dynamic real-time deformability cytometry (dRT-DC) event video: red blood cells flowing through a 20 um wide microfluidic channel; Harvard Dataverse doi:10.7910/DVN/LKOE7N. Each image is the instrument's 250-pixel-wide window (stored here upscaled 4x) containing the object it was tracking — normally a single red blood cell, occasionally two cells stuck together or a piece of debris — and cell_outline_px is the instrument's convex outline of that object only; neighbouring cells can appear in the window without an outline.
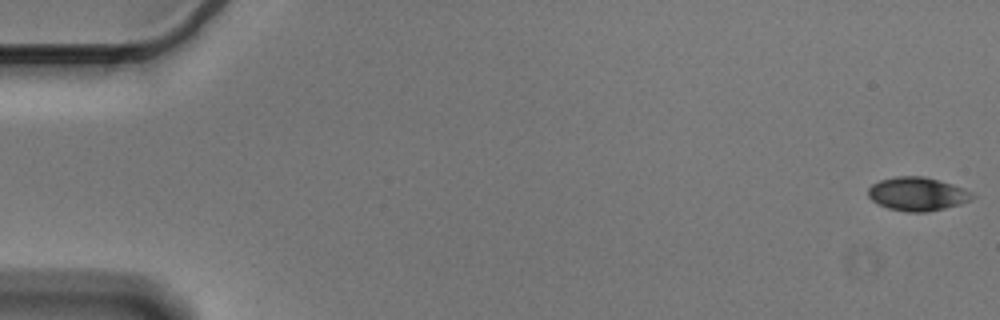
{"species": "Egyptian fruit bat (a non-hibernating species)", "species_latin": "Rousettus aegyptiacus", "temperature_condition": "cold", "stored_images_in_passage": 57, "camera_frame_rate_fps": 3000, "um_per_image_px": 0.085, "animal": {"sex": "male"}, "frame": {"image": 1, "passage_image": 1, "time_ms": 0.0, "image_size_px": [1000, 320], "cell_outline_px": [[976, 196], [960, 204], [928, 212], [908, 212], [888, 208], [872, 200], [868, 196], [868, 188], [872, 184], [880, 180], [896, 176], [924, 176], [952, 184], [964, 188], [972, 192]], "centroid_in_image_um": [77.97, 16.48], "position_along_channel_um": 7.0, "area_um2": 20.29}}
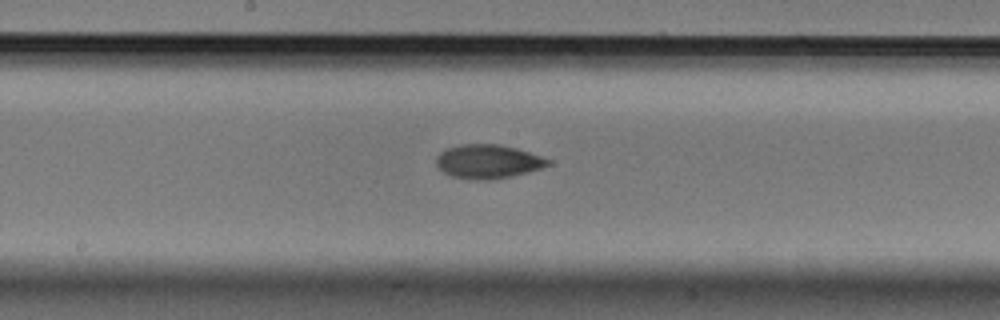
{"frame": {"image": 2, "passage_image": 30, "time_ms": 9.667, "image_size_px": [1000, 320], "cell_outline_px": [[552, 164], [528, 172], [488, 180], [476, 180], [452, 176], [444, 172], [436, 164], [436, 156], [440, 152], [448, 148], [460, 144], [500, 144], [516, 148], [552, 160]], "centroid_in_image_um": [41.47, 13.72], "position_along_channel_um": 206.7, "area_um2": 21.91}}
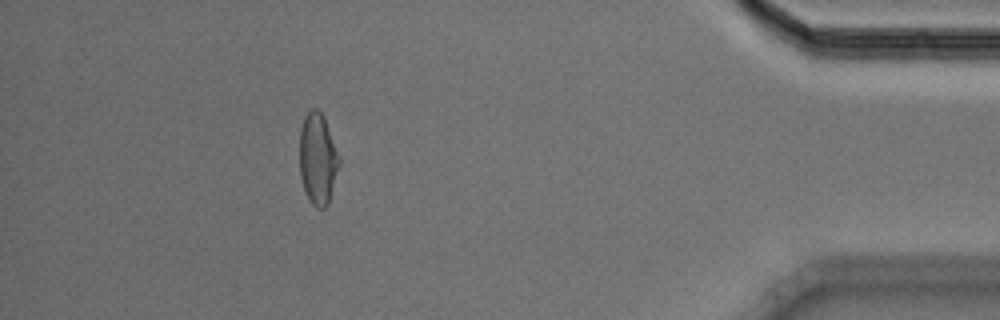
{"frame": {"image": 3, "passage_image": 51, "time_ms": 16.667, "image_size_px": [1000, 320], "cell_outline_px": [[340, 164], [328, 204], [324, 208], [316, 208], [308, 200], [300, 176], [300, 128], [304, 116], [312, 108], [316, 108], [324, 116], [340, 156]], "centroid_in_image_um": [27.02, 13.49], "position_along_channel_um": 408.2, "area_um2": 21.27}, "authors_computed_cell_mechanics": {"area_um2": 21.1548, "velocity_mm_per_s": 3.5786, "shape_relaxation_time_tau1_ms": null, "shape_relaxation_time_tau2_ms": 3.2888, "deformation_change_tau1": null, "deformation_change_tau2": 0.0776}}